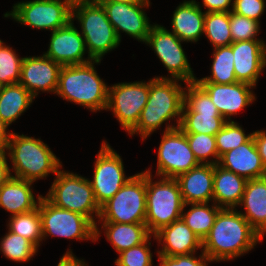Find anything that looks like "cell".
<instances>
[{
    "instance_id": "obj_26",
    "label": "cell",
    "mask_w": 266,
    "mask_h": 266,
    "mask_svg": "<svg viewBox=\"0 0 266 266\" xmlns=\"http://www.w3.org/2000/svg\"><path fill=\"white\" fill-rule=\"evenodd\" d=\"M32 184L33 182L11 177L0 187V207L10 212V216L36 209L42 195L38 194L35 199Z\"/></svg>"
},
{
    "instance_id": "obj_45",
    "label": "cell",
    "mask_w": 266,
    "mask_h": 266,
    "mask_svg": "<svg viewBox=\"0 0 266 266\" xmlns=\"http://www.w3.org/2000/svg\"><path fill=\"white\" fill-rule=\"evenodd\" d=\"M57 266H88L84 259L77 258L71 249H67Z\"/></svg>"
},
{
    "instance_id": "obj_9",
    "label": "cell",
    "mask_w": 266,
    "mask_h": 266,
    "mask_svg": "<svg viewBox=\"0 0 266 266\" xmlns=\"http://www.w3.org/2000/svg\"><path fill=\"white\" fill-rule=\"evenodd\" d=\"M226 122L208 93L196 81L186 83L179 125L184 133L216 135Z\"/></svg>"
},
{
    "instance_id": "obj_6",
    "label": "cell",
    "mask_w": 266,
    "mask_h": 266,
    "mask_svg": "<svg viewBox=\"0 0 266 266\" xmlns=\"http://www.w3.org/2000/svg\"><path fill=\"white\" fill-rule=\"evenodd\" d=\"M77 20L81 27L88 57L102 60L106 53L120 45L115 30L107 18L101 4L91 0H74L72 21Z\"/></svg>"
},
{
    "instance_id": "obj_35",
    "label": "cell",
    "mask_w": 266,
    "mask_h": 266,
    "mask_svg": "<svg viewBox=\"0 0 266 266\" xmlns=\"http://www.w3.org/2000/svg\"><path fill=\"white\" fill-rule=\"evenodd\" d=\"M189 147L201 164H218L219 155L216 148L215 135L203 133H185ZM213 158V159H209ZM209 159V160H208Z\"/></svg>"
},
{
    "instance_id": "obj_33",
    "label": "cell",
    "mask_w": 266,
    "mask_h": 266,
    "mask_svg": "<svg viewBox=\"0 0 266 266\" xmlns=\"http://www.w3.org/2000/svg\"><path fill=\"white\" fill-rule=\"evenodd\" d=\"M213 49L229 46L233 40L230 30V12H205L204 33Z\"/></svg>"
},
{
    "instance_id": "obj_22",
    "label": "cell",
    "mask_w": 266,
    "mask_h": 266,
    "mask_svg": "<svg viewBox=\"0 0 266 266\" xmlns=\"http://www.w3.org/2000/svg\"><path fill=\"white\" fill-rule=\"evenodd\" d=\"M218 165L246 180L266 176V167L261 161L253 136L247 142L221 155Z\"/></svg>"
},
{
    "instance_id": "obj_47",
    "label": "cell",
    "mask_w": 266,
    "mask_h": 266,
    "mask_svg": "<svg viewBox=\"0 0 266 266\" xmlns=\"http://www.w3.org/2000/svg\"><path fill=\"white\" fill-rule=\"evenodd\" d=\"M91 1L98 4L106 1L126 3V4H150L149 0H91Z\"/></svg>"
},
{
    "instance_id": "obj_41",
    "label": "cell",
    "mask_w": 266,
    "mask_h": 266,
    "mask_svg": "<svg viewBox=\"0 0 266 266\" xmlns=\"http://www.w3.org/2000/svg\"><path fill=\"white\" fill-rule=\"evenodd\" d=\"M265 7V0H233L232 12L260 23Z\"/></svg>"
},
{
    "instance_id": "obj_13",
    "label": "cell",
    "mask_w": 266,
    "mask_h": 266,
    "mask_svg": "<svg viewBox=\"0 0 266 266\" xmlns=\"http://www.w3.org/2000/svg\"><path fill=\"white\" fill-rule=\"evenodd\" d=\"M149 96V81L121 82L109 86L108 105L123 130L129 133L138 123Z\"/></svg>"
},
{
    "instance_id": "obj_39",
    "label": "cell",
    "mask_w": 266,
    "mask_h": 266,
    "mask_svg": "<svg viewBox=\"0 0 266 266\" xmlns=\"http://www.w3.org/2000/svg\"><path fill=\"white\" fill-rule=\"evenodd\" d=\"M260 23L245 16L230 12V30L233 42L244 40H261L259 35Z\"/></svg>"
},
{
    "instance_id": "obj_27",
    "label": "cell",
    "mask_w": 266,
    "mask_h": 266,
    "mask_svg": "<svg viewBox=\"0 0 266 266\" xmlns=\"http://www.w3.org/2000/svg\"><path fill=\"white\" fill-rule=\"evenodd\" d=\"M247 180L232 171L214 165L213 202L221 208H238Z\"/></svg>"
},
{
    "instance_id": "obj_43",
    "label": "cell",
    "mask_w": 266,
    "mask_h": 266,
    "mask_svg": "<svg viewBox=\"0 0 266 266\" xmlns=\"http://www.w3.org/2000/svg\"><path fill=\"white\" fill-rule=\"evenodd\" d=\"M253 138L261 161L266 167V131L264 129L253 131Z\"/></svg>"
},
{
    "instance_id": "obj_24",
    "label": "cell",
    "mask_w": 266,
    "mask_h": 266,
    "mask_svg": "<svg viewBox=\"0 0 266 266\" xmlns=\"http://www.w3.org/2000/svg\"><path fill=\"white\" fill-rule=\"evenodd\" d=\"M239 212L263 239L266 235V176L247 180Z\"/></svg>"
},
{
    "instance_id": "obj_1",
    "label": "cell",
    "mask_w": 266,
    "mask_h": 266,
    "mask_svg": "<svg viewBox=\"0 0 266 266\" xmlns=\"http://www.w3.org/2000/svg\"><path fill=\"white\" fill-rule=\"evenodd\" d=\"M263 241L237 208H221L202 251L212 262L230 261L253 250Z\"/></svg>"
},
{
    "instance_id": "obj_42",
    "label": "cell",
    "mask_w": 266,
    "mask_h": 266,
    "mask_svg": "<svg viewBox=\"0 0 266 266\" xmlns=\"http://www.w3.org/2000/svg\"><path fill=\"white\" fill-rule=\"evenodd\" d=\"M202 3L205 12H231L233 8V0H202Z\"/></svg>"
},
{
    "instance_id": "obj_23",
    "label": "cell",
    "mask_w": 266,
    "mask_h": 266,
    "mask_svg": "<svg viewBox=\"0 0 266 266\" xmlns=\"http://www.w3.org/2000/svg\"><path fill=\"white\" fill-rule=\"evenodd\" d=\"M184 204L213 203L214 165L199 164L177 178Z\"/></svg>"
},
{
    "instance_id": "obj_12",
    "label": "cell",
    "mask_w": 266,
    "mask_h": 266,
    "mask_svg": "<svg viewBox=\"0 0 266 266\" xmlns=\"http://www.w3.org/2000/svg\"><path fill=\"white\" fill-rule=\"evenodd\" d=\"M182 43L183 41L166 27L153 23L145 44L153 49L170 74V77L168 75L156 78L178 79L183 81L184 85L196 81L197 77L194 76Z\"/></svg>"
},
{
    "instance_id": "obj_14",
    "label": "cell",
    "mask_w": 266,
    "mask_h": 266,
    "mask_svg": "<svg viewBox=\"0 0 266 266\" xmlns=\"http://www.w3.org/2000/svg\"><path fill=\"white\" fill-rule=\"evenodd\" d=\"M131 177L125 175L121 156L106 140H103L94 162L93 177L90 180L99 207L109 201Z\"/></svg>"
},
{
    "instance_id": "obj_10",
    "label": "cell",
    "mask_w": 266,
    "mask_h": 266,
    "mask_svg": "<svg viewBox=\"0 0 266 266\" xmlns=\"http://www.w3.org/2000/svg\"><path fill=\"white\" fill-rule=\"evenodd\" d=\"M74 0H33L15 3L4 17L33 29L55 31L72 20Z\"/></svg>"
},
{
    "instance_id": "obj_8",
    "label": "cell",
    "mask_w": 266,
    "mask_h": 266,
    "mask_svg": "<svg viewBox=\"0 0 266 266\" xmlns=\"http://www.w3.org/2000/svg\"><path fill=\"white\" fill-rule=\"evenodd\" d=\"M146 172L132 177L100 207L98 222L145 223Z\"/></svg>"
},
{
    "instance_id": "obj_37",
    "label": "cell",
    "mask_w": 266,
    "mask_h": 266,
    "mask_svg": "<svg viewBox=\"0 0 266 266\" xmlns=\"http://www.w3.org/2000/svg\"><path fill=\"white\" fill-rule=\"evenodd\" d=\"M23 58L18 56L16 51L8 45L1 48L0 81L5 85L19 83Z\"/></svg>"
},
{
    "instance_id": "obj_25",
    "label": "cell",
    "mask_w": 266,
    "mask_h": 266,
    "mask_svg": "<svg viewBox=\"0 0 266 266\" xmlns=\"http://www.w3.org/2000/svg\"><path fill=\"white\" fill-rule=\"evenodd\" d=\"M196 0L183 1L173 12L171 30L183 42H197L204 33L205 12Z\"/></svg>"
},
{
    "instance_id": "obj_40",
    "label": "cell",
    "mask_w": 266,
    "mask_h": 266,
    "mask_svg": "<svg viewBox=\"0 0 266 266\" xmlns=\"http://www.w3.org/2000/svg\"><path fill=\"white\" fill-rule=\"evenodd\" d=\"M195 254L197 253L175 256L158 255V261L162 266H208V263L212 262L202 250L199 256L196 257Z\"/></svg>"
},
{
    "instance_id": "obj_16",
    "label": "cell",
    "mask_w": 266,
    "mask_h": 266,
    "mask_svg": "<svg viewBox=\"0 0 266 266\" xmlns=\"http://www.w3.org/2000/svg\"><path fill=\"white\" fill-rule=\"evenodd\" d=\"M100 4L104 8L120 42L121 32H125L137 41L146 42L153 25L150 24L144 8H149L150 4H126L112 1Z\"/></svg>"
},
{
    "instance_id": "obj_7",
    "label": "cell",
    "mask_w": 266,
    "mask_h": 266,
    "mask_svg": "<svg viewBox=\"0 0 266 266\" xmlns=\"http://www.w3.org/2000/svg\"><path fill=\"white\" fill-rule=\"evenodd\" d=\"M150 168L146 169L145 224L153 236L156 232L181 218L184 202L176 178L160 177L153 182Z\"/></svg>"
},
{
    "instance_id": "obj_3",
    "label": "cell",
    "mask_w": 266,
    "mask_h": 266,
    "mask_svg": "<svg viewBox=\"0 0 266 266\" xmlns=\"http://www.w3.org/2000/svg\"><path fill=\"white\" fill-rule=\"evenodd\" d=\"M100 63V60H92L84 64L62 66L55 94L91 112L106 110L109 86L96 71L95 65Z\"/></svg>"
},
{
    "instance_id": "obj_2",
    "label": "cell",
    "mask_w": 266,
    "mask_h": 266,
    "mask_svg": "<svg viewBox=\"0 0 266 266\" xmlns=\"http://www.w3.org/2000/svg\"><path fill=\"white\" fill-rule=\"evenodd\" d=\"M181 82V83H180ZM183 81L170 78H156L149 80V96L137 125L128 133L130 136L140 134L145 140L153 132L167 123L165 130L177 128L181 122L182 106L184 103ZM176 124H169V120Z\"/></svg>"
},
{
    "instance_id": "obj_18",
    "label": "cell",
    "mask_w": 266,
    "mask_h": 266,
    "mask_svg": "<svg viewBox=\"0 0 266 266\" xmlns=\"http://www.w3.org/2000/svg\"><path fill=\"white\" fill-rule=\"evenodd\" d=\"M61 65L44 54L24 57L19 83L36 98L42 92L56 93Z\"/></svg>"
},
{
    "instance_id": "obj_30",
    "label": "cell",
    "mask_w": 266,
    "mask_h": 266,
    "mask_svg": "<svg viewBox=\"0 0 266 266\" xmlns=\"http://www.w3.org/2000/svg\"><path fill=\"white\" fill-rule=\"evenodd\" d=\"M209 203H192L184 204L181 214L182 220L185 224L203 241L209 234L217 214L221 207L214 202ZM186 206H191L188 211H184Z\"/></svg>"
},
{
    "instance_id": "obj_19",
    "label": "cell",
    "mask_w": 266,
    "mask_h": 266,
    "mask_svg": "<svg viewBox=\"0 0 266 266\" xmlns=\"http://www.w3.org/2000/svg\"><path fill=\"white\" fill-rule=\"evenodd\" d=\"M209 95L221 116L231 122V116L237 115L244 107L256 100L254 86L236 82L231 84L198 83Z\"/></svg>"
},
{
    "instance_id": "obj_36",
    "label": "cell",
    "mask_w": 266,
    "mask_h": 266,
    "mask_svg": "<svg viewBox=\"0 0 266 266\" xmlns=\"http://www.w3.org/2000/svg\"><path fill=\"white\" fill-rule=\"evenodd\" d=\"M253 136V132L245 134L242 126L235 121L226 122L222 129L215 135L216 148L219 157L229 150L235 149L247 142Z\"/></svg>"
},
{
    "instance_id": "obj_34",
    "label": "cell",
    "mask_w": 266,
    "mask_h": 266,
    "mask_svg": "<svg viewBox=\"0 0 266 266\" xmlns=\"http://www.w3.org/2000/svg\"><path fill=\"white\" fill-rule=\"evenodd\" d=\"M0 251L10 261L28 262L38 252V248L28 239L13 232H8L0 241Z\"/></svg>"
},
{
    "instance_id": "obj_38",
    "label": "cell",
    "mask_w": 266,
    "mask_h": 266,
    "mask_svg": "<svg viewBox=\"0 0 266 266\" xmlns=\"http://www.w3.org/2000/svg\"><path fill=\"white\" fill-rule=\"evenodd\" d=\"M150 236L144 243L133 246L119 253V257L115 260L116 266H152V253L150 250Z\"/></svg>"
},
{
    "instance_id": "obj_32",
    "label": "cell",
    "mask_w": 266,
    "mask_h": 266,
    "mask_svg": "<svg viewBox=\"0 0 266 266\" xmlns=\"http://www.w3.org/2000/svg\"><path fill=\"white\" fill-rule=\"evenodd\" d=\"M8 221L7 228L10 232L28 239L37 248L43 243L39 204L36 209L30 212L10 216Z\"/></svg>"
},
{
    "instance_id": "obj_20",
    "label": "cell",
    "mask_w": 266,
    "mask_h": 266,
    "mask_svg": "<svg viewBox=\"0 0 266 266\" xmlns=\"http://www.w3.org/2000/svg\"><path fill=\"white\" fill-rule=\"evenodd\" d=\"M234 54V71L238 82L254 87L266 67V43L263 40H244L230 44Z\"/></svg>"
},
{
    "instance_id": "obj_29",
    "label": "cell",
    "mask_w": 266,
    "mask_h": 266,
    "mask_svg": "<svg viewBox=\"0 0 266 266\" xmlns=\"http://www.w3.org/2000/svg\"><path fill=\"white\" fill-rule=\"evenodd\" d=\"M35 98L20 83L5 85L0 92V119L8 127L34 102Z\"/></svg>"
},
{
    "instance_id": "obj_31",
    "label": "cell",
    "mask_w": 266,
    "mask_h": 266,
    "mask_svg": "<svg viewBox=\"0 0 266 266\" xmlns=\"http://www.w3.org/2000/svg\"><path fill=\"white\" fill-rule=\"evenodd\" d=\"M211 75L196 79L197 83L231 84L238 82L234 71V54L231 46L213 49Z\"/></svg>"
},
{
    "instance_id": "obj_5",
    "label": "cell",
    "mask_w": 266,
    "mask_h": 266,
    "mask_svg": "<svg viewBox=\"0 0 266 266\" xmlns=\"http://www.w3.org/2000/svg\"><path fill=\"white\" fill-rule=\"evenodd\" d=\"M45 197L59 208L87 217L95 225V241L99 240L102 231L96 219L99 218L100 207L95 200L90 179L60 169Z\"/></svg>"
},
{
    "instance_id": "obj_49",
    "label": "cell",
    "mask_w": 266,
    "mask_h": 266,
    "mask_svg": "<svg viewBox=\"0 0 266 266\" xmlns=\"http://www.w3.org/2000/svg\"><path fill=\"white\" fill-rule=\"evenodd\" d=\"M4 46H5V45H4V42L1 41V39H0V49L3 48Z\"/></svg>"
},
{
    "instance_id": "obj_21",
    "label": "cell",
    "mask_w": 266,
    "mask_h": 266,
    "mask_svg": "<svg viewBox=\"0 0 266 266\" xmlns=\"http://www.w3.org/2000/svg\"><path fill=\"white\" fill-rule=\"evenodd\" d=\"M162 245L157 255H188L202 250V240L185 224L182 218L163 227L153 235Z\"/></svg>"
},
{
    "instance_id": "obj_28",
    "label": "cell",
    "mask_w": 266,
    "mask_h": 266,
    "mask_svg": "<svg viewBox=\"0 0 266 266\" xmlns=\"http://www.w3.org/2000/svg\"><path fill=\"white\" fill-rule=\"evenodd\" d=\"M107 241L119 254L133 246L144 243L150 236L145 223L98 222Z\"/></svg>"
},
{
    "instance_id": "obj_48",
    "label": "cell",
    "mask_w": 266,
    "mask_h": 266,
    "mask_svg": "<svg viewBox=\"0 0 266 266\" xmlns=\"http://www.w3.org/2000/svg\"><path fill=\"white\" fill-rule=\"evenodd\" d=\"M4 86L5 84L2 81H0V92L3 90Z\"/></svg>"
},
{
    "instance_id": "obj_11",
    "label": "cell",
    "mask_w": 266,
    "mask_h": 266,
    "mask_svg": "<svg viewBox=\"0 0 266 266\" xmlns=\"http://www.w3.org/2000/svg\"><path fill=\"white\" fill-rule=\"evenodd\" d=\"M42 225V241L47 237L91 240L95 243V225L80 213L62 209L52 204L45 196L39 201Z\"/></svg>"
},
{
    "instance_id": "obj_4",
    "label": "cell",
    "mask_w": 266,
    "mask_h": 266,
    "mask_svg": "<svg viewBox=\"0 0 266 266\" xmlns=\"http://www.w3.org/2000/svg\"><path fill=\"white\" fill-rule=\"evenodd\" d=\"M6 151L12 162V177L35 182L62 168V162L41 138L10 132Z\"/></svg>"
},
{
    "instance_id": "obj_44",
    "label": "cell",
    "mask_w": 266,
    "mask_h": 266,
    "mask_svg": "<svg viewBox=\"0 0 266 266\" xmlns=\"http://www.w3.org/2000/svg\"><path fill=\"white\" fill-rule=\"evenodd\" d=\"M6 149H0V187L12 177V171L7 160Z\"/></svg>"
},
{
    "instance_id": "obj_17",
    "label": "cell",
    "mask_w": 266,
    "mask_h": 266,
    "mask_svg": "<svg viewBox=\"0 0 266 266\" xmlns=\"http://www.w3.org/2000/svg\"><path fill=\"white\" fill-rule=\"evenodd\" d=\"M85 41L71 20L66 26L51 32L48 50L45 56L61 66L84 64L92 61L85 58Z\"/></svg>"
},
{
    "instance_id": "obj_46",
    "label": "cell",
    "mask_w": 266,
    "mask_h": 266,
    "mask_svg": "<svg viewBox=\"0 0 266 266\" xmlns=\"http://www.w3.org/2000/svg\"><path fill=\"white\" fill-rule=\"evenodd\" d=\"M9 135L8 127L0 119V149L6 148Z\"/></svg>"
},
{
    "instance_id": "obj_15",
    "label": "cell",
    "mask_w": 266,
    "mask_h": 266,
    "mask_svg": "<svg viewBox=\"0 0 266 266\" xmlns=\"http://www.w3.org/2000/svg\"><path fill=\"white\" fill-rule=\"evenodd\" d=\"M199 164L179 127L163 132L157 154L156 177L177 178Z\"/></svg>"
}]
</instances>
